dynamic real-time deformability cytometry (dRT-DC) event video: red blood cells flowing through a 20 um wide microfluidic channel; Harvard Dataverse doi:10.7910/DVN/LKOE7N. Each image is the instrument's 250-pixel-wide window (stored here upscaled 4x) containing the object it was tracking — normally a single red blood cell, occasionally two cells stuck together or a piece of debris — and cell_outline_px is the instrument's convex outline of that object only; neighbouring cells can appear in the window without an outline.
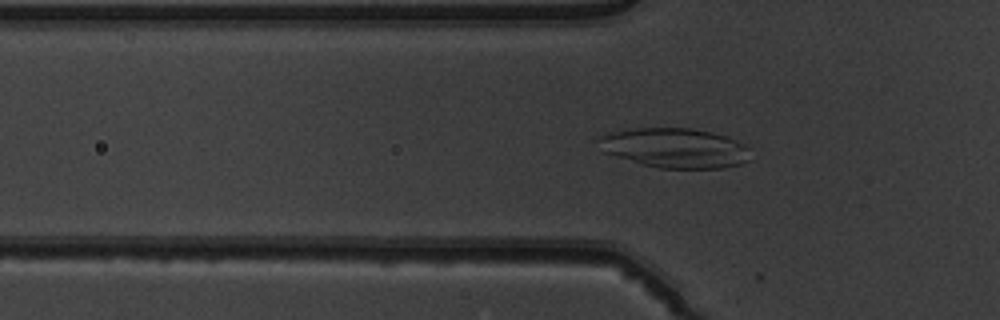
{"species": "common noctule bat (a hibernating species)", "species_latin": "Nyctalus noctula", "temperature_condition": "warm", "stored_images_in_passage": 39, "camera_frame_rate_fps": 3000, "um_per_image_px": 0.085, "animal": {"sex": "male", "body_mass_g": 19.5, "forearm_length_mm": 54.6}, "frame": {"image": 1, "passage_image": 11, "time_ms": 3.333, "image_size_px": [1000, 320], "cell_outline_px": [[752, 160], [744, 164], [724, 168], [660, 168], [644, 164], [616, 156], [604, 152], [596, 140], [600, 136], [612, 132], [636, 128], [692, 128], [712, 132], [736, 140], [744, 144], [748, 148]], "centroid_in_image_um": [57.43, 12.58], "position_along_channel_um": 68.4, "area_um2": 35.2}}
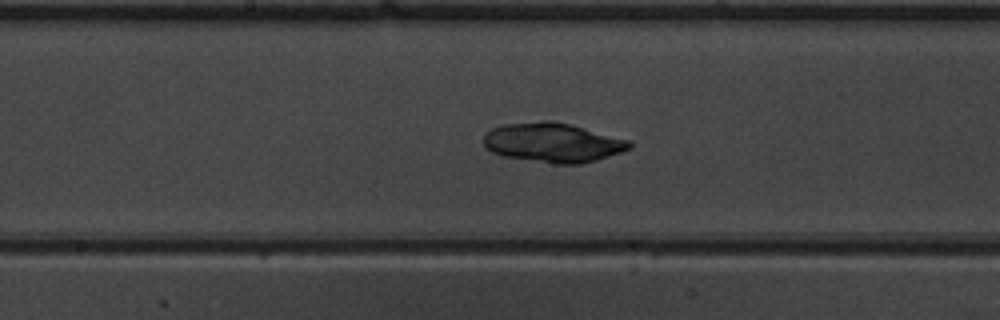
{"frame": {"image": 2, "passage_image": 21, "time_ms": 6.667, "image_size_px": [1000, 320], "cell_outline_px": [[632, 148], [596, 160], [580, 164], [552, 164], [500, 156], [484, 148], [484, 136], [492, 128], [500, 124], [544, 120], [552, 120], [632, 140]], "centroid_in_image_um": [46.97, 12.12], "position_along_channel_um": 201.2, "area_um2": 33.87}}
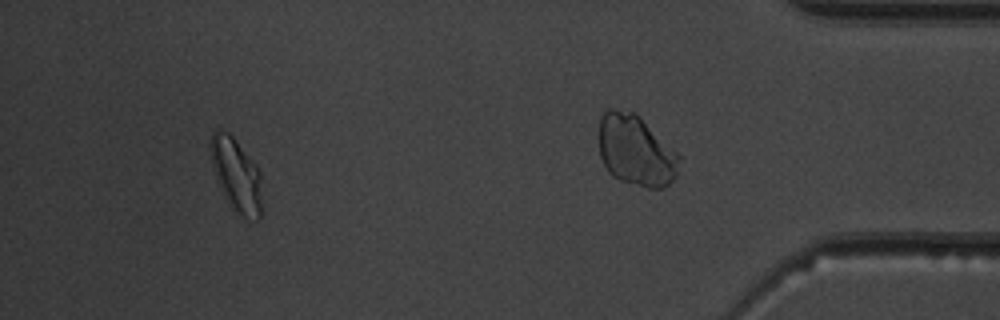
{"frame": {"image": 3, "passage_image": 35, "time_ms": 11.333, "image_size_px": [1000, 320], "cell_outline_px": [[260, 216], [256, 220], [248, 220], [240, 216], [228, 204], [216, 180], [208, 144], [212, 132], [216, 128], [228, 132], [232, 136], [256, 164], [260, 172]], "centroid_in_image_um": [20.04, 14.85], "position_along_channel_um": 415.2, "area_um2": 22.08}}